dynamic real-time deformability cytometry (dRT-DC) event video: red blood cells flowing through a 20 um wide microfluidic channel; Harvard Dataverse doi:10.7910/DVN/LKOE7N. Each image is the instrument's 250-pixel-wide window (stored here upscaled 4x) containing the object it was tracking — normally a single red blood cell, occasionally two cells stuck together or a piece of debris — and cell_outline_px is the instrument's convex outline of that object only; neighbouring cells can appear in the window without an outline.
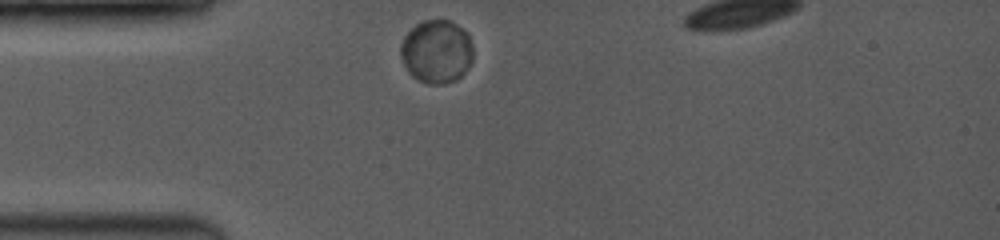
{"species": "common noctule bat (a hibernating species)", "species_latin": "Nyctalus noctula", "temperature_condition": "room temperature", "stored_images_in_passage": 34, "camera_frame_rate_fps": 3500, "um_per_image_px": 0.085, "animal": {"sex": "female", "body_mass_g": 19.0, "forearm_length_mm": 53.3}, "frame": {"image": 1, "passage_image": 1, "time_ms": 0.0, "image_size_px": [1000, 240], "cell_outline_px": [[472, 60], [468, 68], [456, 80], [444, 84], [428, 84], [412, 76], [408, 72], [400, 56], [400, 44], [404, 36], [416, 24], [424, 20], [452, 20], [468, 32], [472, 44]], "centroid_in_image_um": [37.11, 4.37], "position_along_channel_um": 47.9, "area_um2": 26.99}}
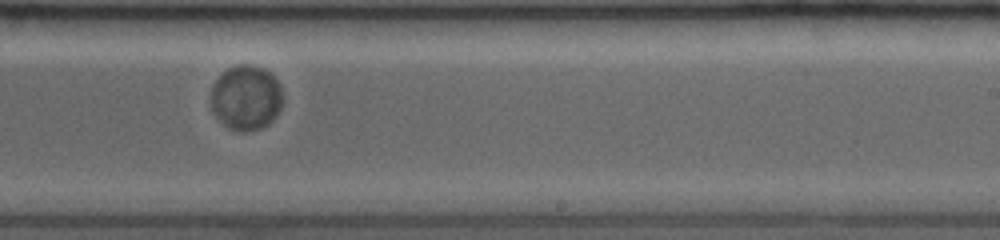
{"frame": {"image": 2, "passage_image": 15, "time_ms": 6.0, "image_size_px": [1000, 240], "cell_outline_px": [[280, 108], [276, 116], [268, 124], [260, 128], [244, 132], [240, 132], [228, 128], [212, 112], [212, 84], [228, 68], [236, 64], [252, 64], [264, 68], [276, 80], [280, 88]], "centroid_in_image_um": [20.89, 8.3], "position_along_channel_um": 268.1, "area_um2": 26.88}}
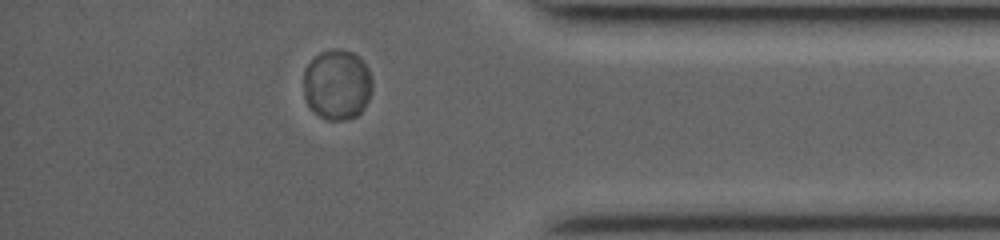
{"frame": {"image": 3, "passage_image": 29, "time_ms": 9.714, "image_size_px": [1000, 240], "cell_outline_px": [[372, 92], [364, 108], [356, 116], [344, 120], [328, 120], [320, 116], [308, 104], [304, 96], [304, 68], [320, 52], [332, 48], [340, 48], [352, 52], [368, 68], [372, 76]], "centroid_in_image_um": [28.66, 7.18], "position_along_channel_um": 406.5, "area_um2": 28.21}}